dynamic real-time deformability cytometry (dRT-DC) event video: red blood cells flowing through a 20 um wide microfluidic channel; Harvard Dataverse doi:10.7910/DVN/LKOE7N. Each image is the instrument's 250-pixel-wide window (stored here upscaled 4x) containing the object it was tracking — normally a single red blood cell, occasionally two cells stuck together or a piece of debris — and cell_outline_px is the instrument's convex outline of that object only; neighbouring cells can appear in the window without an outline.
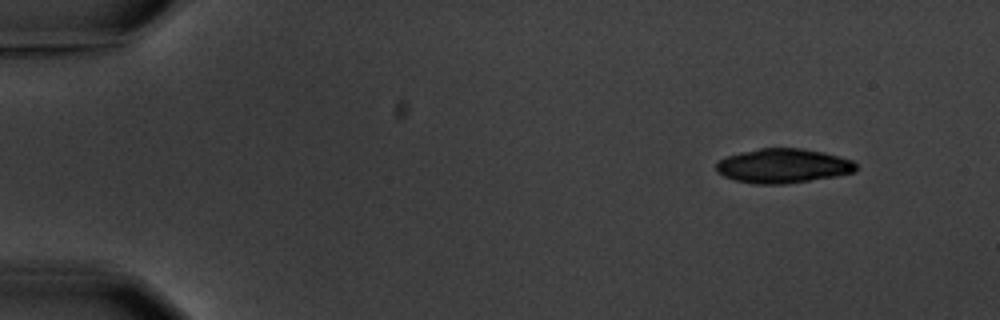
{"species": "common noctule bat (a hibernating species)", "species_latin": "Nyctalus noctula", "temperature_condition": "warm", "stored_images_in_passage": 4, "camera_frame_rate_fps": 3000, "um_per_image_px": 0.085, "animal": {"sex": "male", "body_mass_g": 20.1, "forearm_length_mm": 53.5}, "frame": {"image": 1, "passage_image": 1, "time_ms": 0.0, "image_size_px": [1000, 320], "cell_outline_px": [[856, 172], [836, 176], [784, 184], [756, 184], [736, 180], [724, 176], [716, 172], [716, 164], [720, 160], [728, 156], [740, 152], [760, 148], [800, 148], [824, 152], [852, 160], [856, 164]], "centroid_in_image_um": [66.57, 14.09], "position_along_channel_um": 18.4, "area_um2": 27.92}}
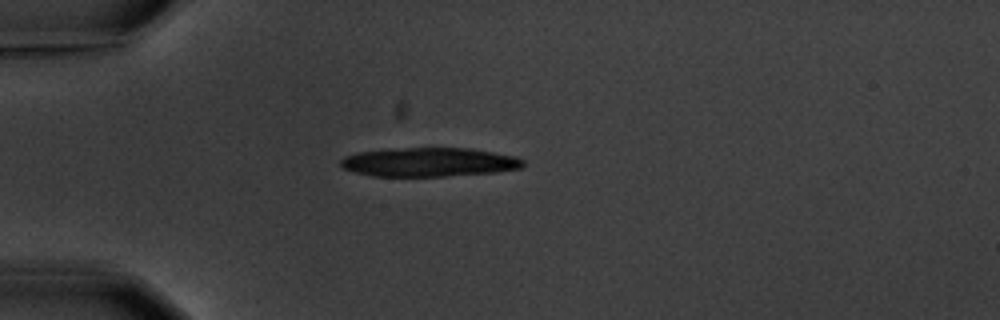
{"frame": {"image": 2, "passage_image": 4, "time_ms": 3.333, "image_size_px": [1000, 320], "cell_outline_px": [[524, 168], [496, 172], [444, 176], [372, 176], [356, 172], [344, 168], [340, 164], [340, 160], [344, 156], [360, 152], [388, 148], [472, 148], [516, 156], [524, 160]], "centroid_in_image_um": [36.51, 13.77], "position_along_channel_um": 48.5, "area_um2": 30.98}}